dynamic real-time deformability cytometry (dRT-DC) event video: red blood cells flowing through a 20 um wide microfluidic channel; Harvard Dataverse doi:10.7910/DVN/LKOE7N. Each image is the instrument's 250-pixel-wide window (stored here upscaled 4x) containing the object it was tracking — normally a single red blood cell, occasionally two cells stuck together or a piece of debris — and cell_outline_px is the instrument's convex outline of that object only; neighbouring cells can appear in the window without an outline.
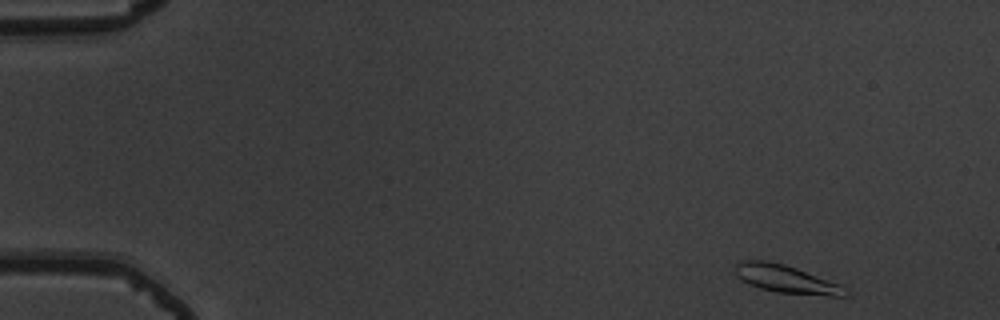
{"species": "common noctule bat (a hibernating species)", "species_latin": "Nyctalus noctula", "temperature_condition": "warm", "stored_images_in_passage": 51, "camera_frame_rate_fps": 3000, "um_per_image_px": 0.085, "animal": {"sex": "male", "body_mass_g": 19.5, "forearm_length_mm": 54.6}, "frame": {"image": 1, "passage_image": 1, "time_ms": 0.0, "image_size_px": [1000, 320], "cell_outline_px": [[848, 296], [828, 296], [776, 292], [760, 288], [748, 284], [740, 280], [736, 276], [736, 264], [740, 260], [768, 260], [784, 264], [796, 268], [840, 284], [848, 292]], "centroid_in_image_um": [66.79, 23.72], "position_along_channel_um": 18.2, "area_um2": 17.98}}
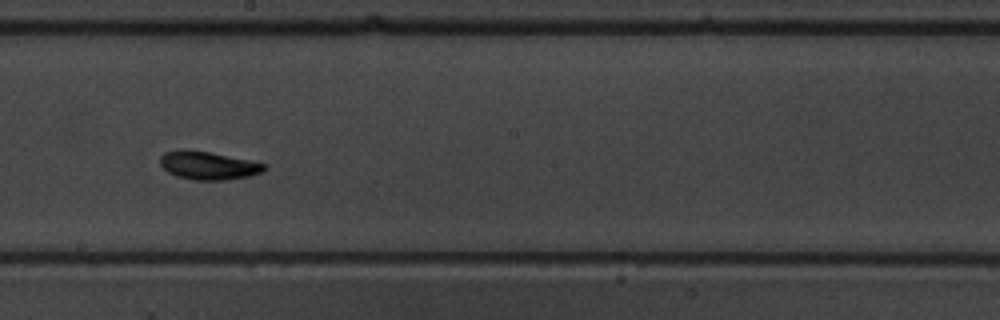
{"frame": {"image": 2, "passage_image": 28, "time_ms": 9.0, "image_size_px": [1000, 320], "cell_outline_px": [[268, 168], [264, 172], [252, 176], [228, 180], [196, 180], [176, 176], [168, 172], [160, 164], [160, 156], [164, 152], [180, 148], [184, 148], [208, 152], [252, 160], [268, 164]], "centroid_in_image_um": [17.75, 14.06], "position_along_channel_um": 230.4, "area_um2": 17.57}}
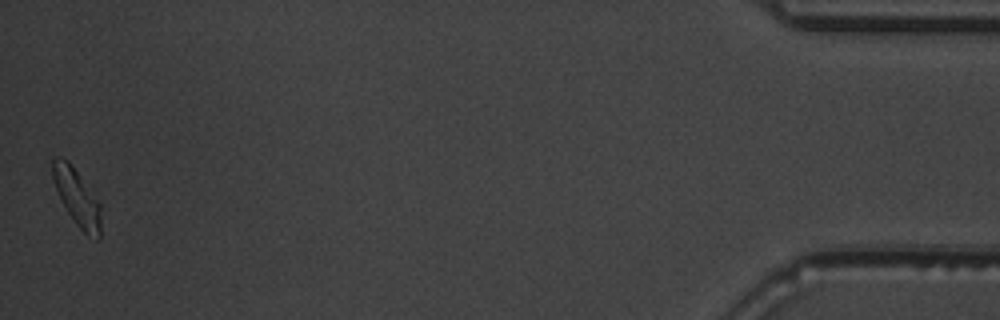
{"frame": {"image": 3, "passage_image": 51, "time_ms": 16.667, "image_size_px": [1000, 320], "cell_outline_px": [[100, 240], [96, 240], [88, 236], [76, 224], [60, 200], [52, 176], [52, 160], [56, 156], [60, 156], [68, 160], [100, 204]], "centroid_in_image_um": [6.53, 16.79], "position_along_channel_um": 428.7, "area_um2": 15.72}, "authors_computed_cell_mechanics": {"area_um2": 16.762, "velocity_mm_per_s": 3.6913, "shape_relaxation_time_tau1_ms": 7.3267, "shape_relaxation_time_tau2_ms": 2.7037, "deformation_change_tau1": 0.2245, "deformation_change_tau2": 0.0597}}